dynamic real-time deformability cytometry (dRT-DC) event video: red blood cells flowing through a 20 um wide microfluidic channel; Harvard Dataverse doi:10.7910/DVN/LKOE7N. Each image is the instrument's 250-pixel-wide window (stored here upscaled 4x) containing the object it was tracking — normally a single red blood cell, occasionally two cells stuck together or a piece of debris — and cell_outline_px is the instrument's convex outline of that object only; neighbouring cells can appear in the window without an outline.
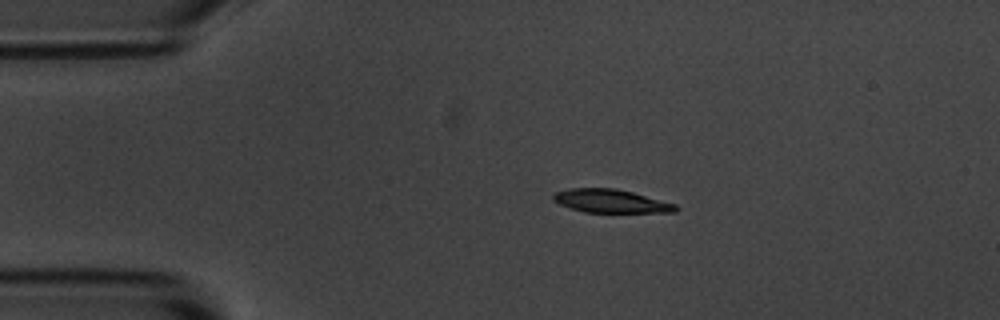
{"species": "common noctule bat (a hibernating species)", "species_latin": "Nyctalus noctula", "temperature_condition": "room temperature", "stored_images_in_passage": 4, "camera_frame_rate_fps": 3000, "um_per_image_px": 0.085, "animal": {"sex": "male", "body_mass_g": 20.1, "forearm_length_mm": 53.5}, "frame": {"image": 1, "passage_image": 2, "time_ms": 1.0, "image_size_px": [1000, 320], "cell_outline_px": [[680, 208], [676, 212], [584, 212], [560, 204], [552, 200], [552, 196], [556, 192], [568, 188], [616, 188], [632, 192], [676, 204]], "centroid_in_image_um": [51.93, 17.09], "position_along_channel_um": 33.1, "area_um2": 16.59}}
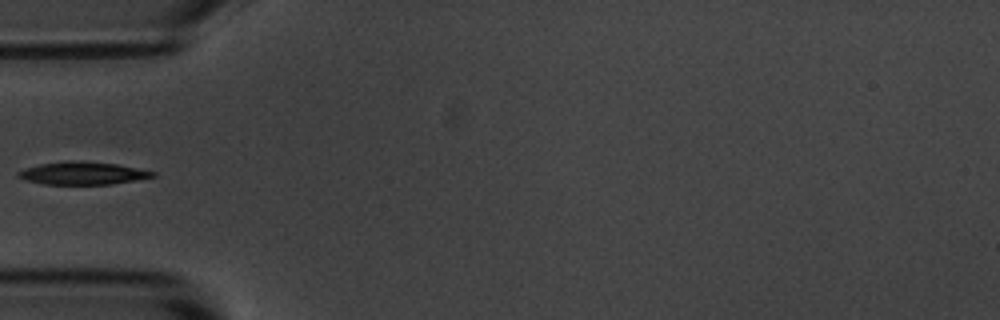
{"frame": {"image": 2, "passage_image": 4, "time_ms": 3.333, "image_size_px": [1000, 320], "cell_outline_px": [[156, 176], [112, 184], [44, 184], [24, 180], [16, 176], [16, 172], [24, 168], [40, 164], [68, 160], [80, 160], [116, 164], [156, 172]], "centroid_in_image_um": [6.96, 14.71], "position_along_channel_um": 78.0, "area_um2": 17.86}}